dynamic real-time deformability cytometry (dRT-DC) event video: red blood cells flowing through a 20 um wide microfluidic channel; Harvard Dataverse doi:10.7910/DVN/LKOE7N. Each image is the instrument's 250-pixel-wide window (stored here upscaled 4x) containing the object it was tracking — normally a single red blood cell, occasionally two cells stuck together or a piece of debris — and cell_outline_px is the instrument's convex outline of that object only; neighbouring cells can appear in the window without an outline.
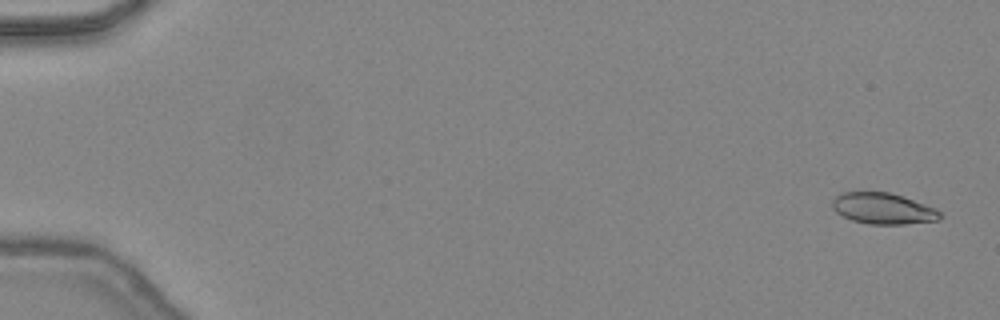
{"species": "common noctule bat (a hibernating species)", "species_latin": "Nyctalus noctula", "temperature_condition": "warm", "stored_images_in_passage": 29, "camera_frame_rate_fps": 3000, "um_per_image_px": 0.085, "animal": {"sex": "female", "body_mass_g": 24.6, "forearm_length_mm": 56.2}, "frame": {"image": 1, "passage_image": 2, "time_ms": 0.333, "image_size_px": [1000, 320], "cell_outline_px": [[940, 220], [904, 224], [868, 224], [852, 220], [836, 212], [832, 208], [832, 200], [840, 192], [888, 192], [904, 196], [936, 208], [940, 212]], "centroid_in_image_um": [75.06, 17.72], "position_along_channel_um": 9.9, "area_um2": 19.59}}
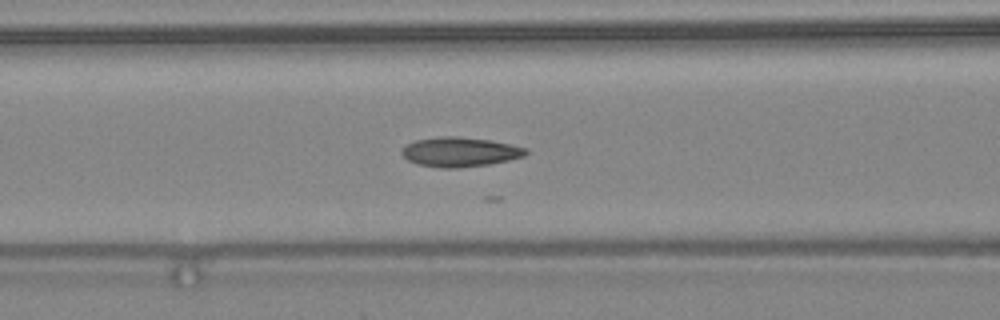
{"frame": {"image": 2, "passage_image": 21, "time_ms": 6.667, "image_size_px": [1000, 320], "cell_outline_px": [[528, 152], [524, 156], [508, 160], [488, 164], [460, 168], [440, 168], [416, 164], [408, 160], [400, 152], [400, 148], [416, 140], [440, 136], [456, 136], [492, 140], [528, 148]], "centroid_in_image_um": [39.08, 12.91], "position_along_channel_um": 127.5, "area_um2": 21.5}}
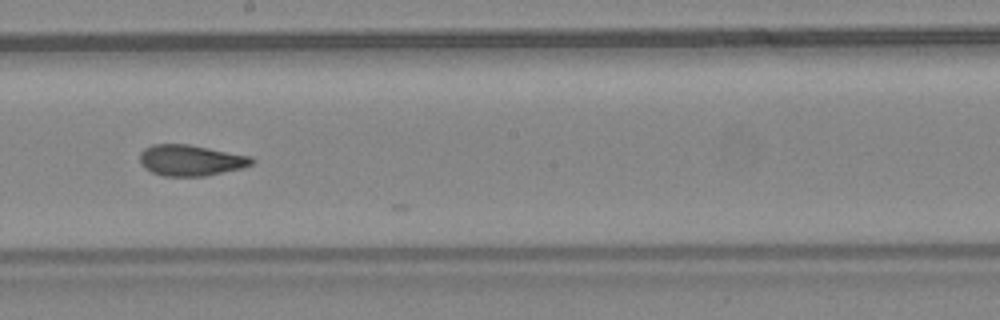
{"frame": {"image": 3, "passage_image": 28, "time_ms": 9.0, "image_size_px": [1000, 320], "cell_outline_px": [[256, 160], [252, 164], [244, 168], [204, 176], [164, 176], [152, 172], [144, 168], [140, 164], [140, 152], [144, 148], [152, 144], [188, 144], [252, 156]], "centroid_in_image_um": [16.22, 13.62], "position_along_channel_um": 232.0, "area_um2": 20.4}}